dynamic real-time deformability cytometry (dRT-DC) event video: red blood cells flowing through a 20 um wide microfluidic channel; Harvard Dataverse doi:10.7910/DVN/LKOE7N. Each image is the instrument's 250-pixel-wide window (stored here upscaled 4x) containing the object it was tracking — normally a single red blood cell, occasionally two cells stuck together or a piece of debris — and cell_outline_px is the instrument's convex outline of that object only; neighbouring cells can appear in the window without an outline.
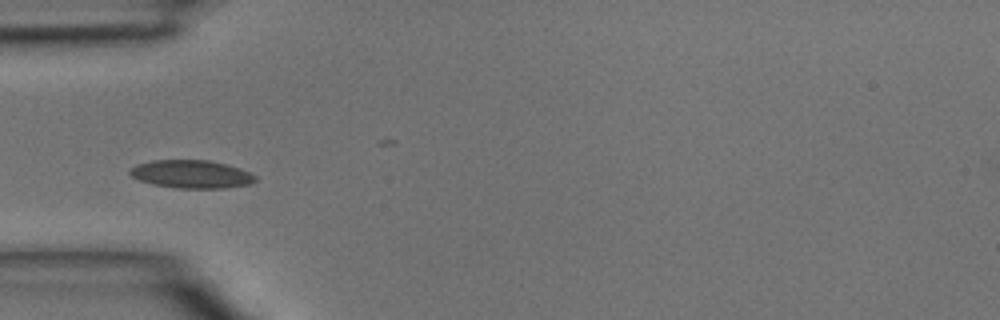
{"species": "common noctule bat (a hibernating species)", "species_latin": "Nyctalus noctula", "temperature_condition": "room temperature", "stored_images_in_passage": 4, "camera_frame_rate_fps": 3000, "um_per_image_px": 0.085, "animal": {"sex": "male", "body_mass_g": 15.6}, "frame": {"image": 1, "passage_image": 3, "time_ms": 0.667, "image_size_px": [1000, 320], "cell_outline_px": [[256, 180], [252, 184], [224, 188], [176, 188], [152, 184], [140, 180], [132, 176], [128, 172], [136, 164], [152, 160], [208, 160], [228, 164], [240, 168], [256, 176]], "centroid_in_image_um": [16.29, 14.8], "position_along_channel_um": 68.7, "area_um2": 20.58}}